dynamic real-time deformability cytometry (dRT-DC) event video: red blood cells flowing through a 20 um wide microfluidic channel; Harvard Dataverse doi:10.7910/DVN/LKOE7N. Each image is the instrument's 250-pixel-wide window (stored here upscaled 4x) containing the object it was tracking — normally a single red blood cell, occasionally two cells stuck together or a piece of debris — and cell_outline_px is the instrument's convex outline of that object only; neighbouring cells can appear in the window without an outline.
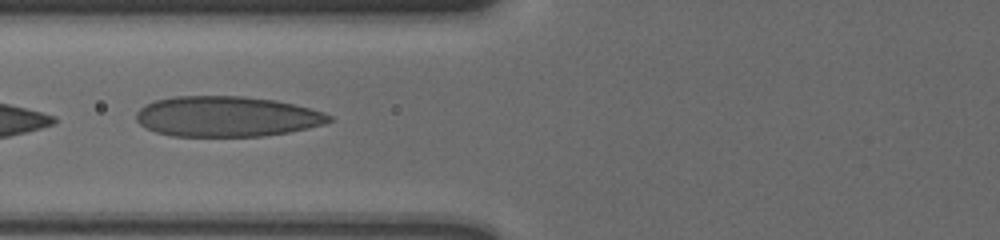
{"species": "human", "species_latin": "Homo sapiens", "temperature_condition": "cold", "stored_images_in_passage": 14, "camera_frame_rate_fps": 3000, "um_per_image_px": 0.085, "donor": {"sex": "male"}, "frame": {"image": 1, "passage_image": 7, "time_ms": 2.0, "image_size_px": [1000, 240], "cell_outline_px": [[332, 120], [324, 124], [308, 128], [288, 132], [264, 136], [172, 136], [156, 132], [140, 124], [136, 120], [136, 112], [140, 108], [152, 100], [172, 96], [244, 96], [276, 100], [324, 112], [332, 116]], "centroid_in_image_um": [19.25, 9.89], "position_along_channel_um": 106.6, "area_um2": 45.55}}
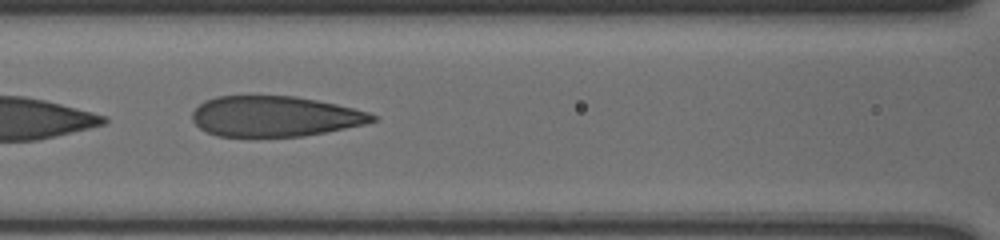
{"frame": {"image": 2, "passage_image": 10, "time_ms": 3.0, "image_size_px": [1000, 240], "cell_outline_px": [[376, 120], [364, 124], [304, 136], [216, 136], [200, 128], [192, 120], [192, 112], [204, 100], [216, 96], [296, 96], [336, 104], [368, 112], [376, 116]], "centroid_in_image_um": [23.33, 9.88], "position_along_channel_um": 143.3, "area_um2": 42.19}}